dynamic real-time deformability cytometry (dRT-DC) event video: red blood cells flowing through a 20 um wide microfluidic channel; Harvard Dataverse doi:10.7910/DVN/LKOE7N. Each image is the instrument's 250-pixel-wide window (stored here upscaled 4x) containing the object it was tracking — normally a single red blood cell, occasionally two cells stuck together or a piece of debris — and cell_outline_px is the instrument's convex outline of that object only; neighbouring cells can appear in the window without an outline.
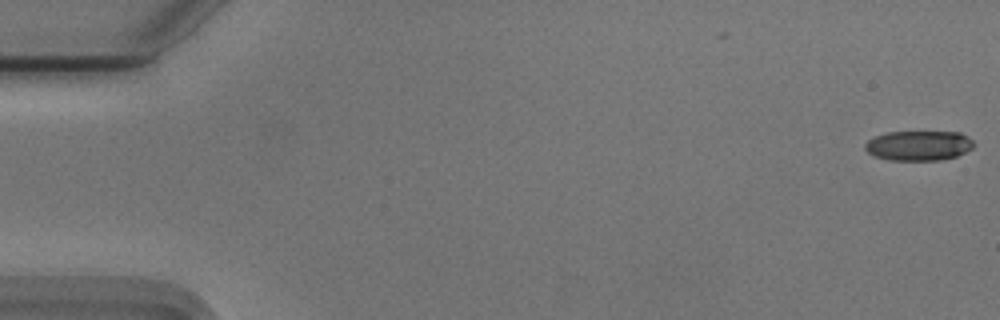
{"species": "Egyptian fruit bat (a non-hibernating species)", "species_latin": "Rousettus aegyptiacus", "temperature_condition": "cold", "stored_images_in_passage": 2, "camera_frame_rate_fps": 3000, "um_per_image_px": 0.085, "animal": {"sex": "male"}, "frame": {"image": 1, "passage_image": 2, "time_ms": 0.333, "image_size_px": [1000, 320], "cell_outline_px": [[976, 144], [972, 148], [956, 156], [940, 160], [888, 160], [872, 156], [864, 148], [864, 144], [868, 140], [876, 136], [888, 132], [960, 132], [968, 136]], "centroid_in_image_um": [78.08, 12.38], "position_along_channel_um": 6.9, "area_um2": 19.02}}